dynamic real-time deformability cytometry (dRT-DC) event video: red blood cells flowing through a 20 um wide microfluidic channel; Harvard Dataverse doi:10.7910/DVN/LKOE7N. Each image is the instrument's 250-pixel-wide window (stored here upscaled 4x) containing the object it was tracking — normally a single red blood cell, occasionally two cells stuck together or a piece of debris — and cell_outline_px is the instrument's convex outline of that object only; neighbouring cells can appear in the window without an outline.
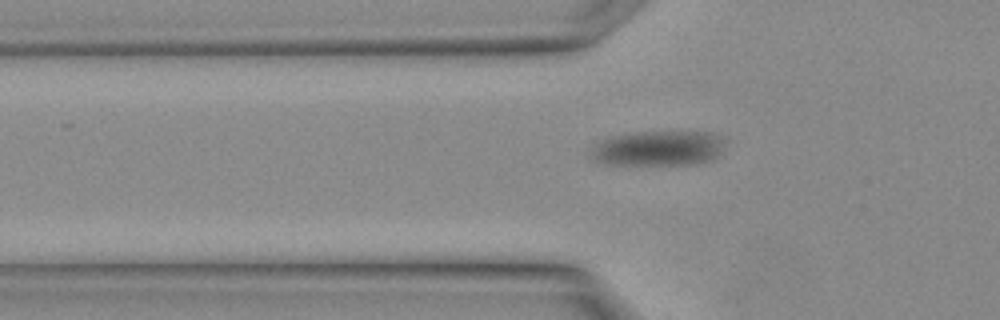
{"species": "Egyptian fruit bat (a non-hibernating species)", "species_latin": "Rousettus aegyptiacus", "temperature_condition": "warm", "stored_images_in_passage": 32, "camera_frame_rate_fps": 3000, "um_per_image_px": 0.085, "animal": {"sex": "female"}, "frame": {"image": 1, "passage_image": 5, "time_ms": 1.333, "image_size_px": [1000, 320], "cell_outline_px": [[724, 140], [720, 152], [712, 160], [700, 164], [604, 164], [592, 160], [592, 148], [600, 140], [608, 136], [636, 132], [712, 132], [720, 136]], "centroid_in_image_um": [55.94, 12.6], "position_along_channel_um": 69.9, "area_um2": 27.46}}
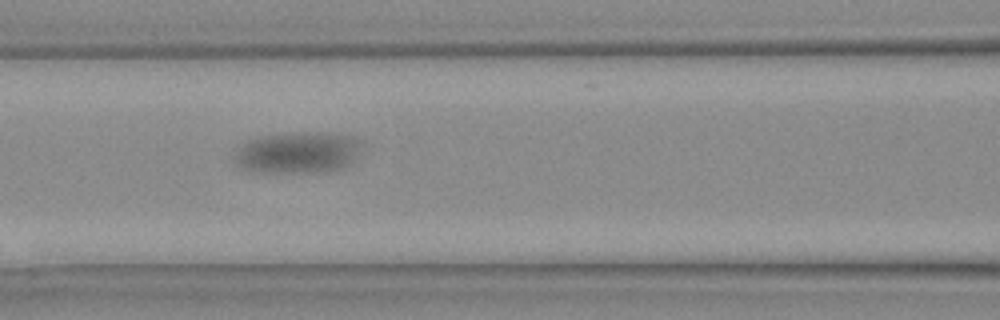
{"frame": {"image": 2, "passage_image": 10, "time_ms": 3.0, "image_size_px": [1000, 320], "cell_outline_px": [[364, 148], [356, 164], [332, 172], [256, 172], [244, 168], [236, 164], [232, 160], [232, 156], [236, 148], [244, 140], [256, 136], [300, 132], [308, 132], [352, 136]], "centroid_in_image_um": [25.32, 12.99], "position_along_channel_um": 141.3, "area_um2": 31.79}}